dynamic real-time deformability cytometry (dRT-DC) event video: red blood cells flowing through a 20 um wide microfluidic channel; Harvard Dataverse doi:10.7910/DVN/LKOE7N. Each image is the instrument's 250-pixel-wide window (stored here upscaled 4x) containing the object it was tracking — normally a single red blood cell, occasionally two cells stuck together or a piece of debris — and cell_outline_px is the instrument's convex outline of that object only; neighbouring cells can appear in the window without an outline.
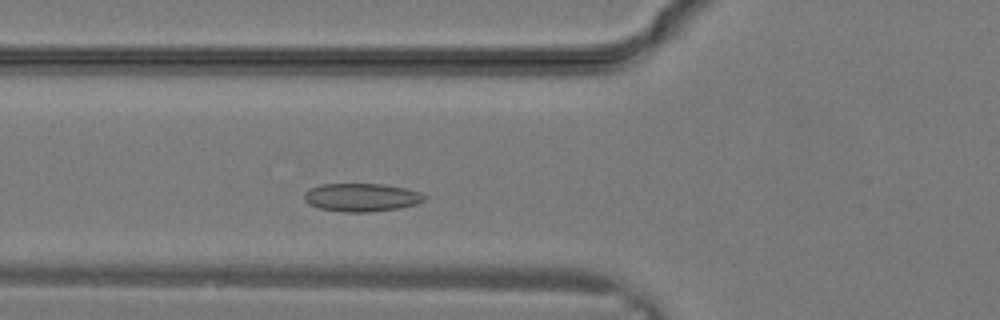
{"species": "common noctule bat (a hibernating species)", "species_latin": "Nyctalus noctula", "temperature_condition": "warm", "stored_images_in_passage": 24, "camera_frame_rate_fps": 3000, "um_per_image_px": 0.085, "animal": {"sex": "male", "body_mass_g": 19.2, "forearm_length_mm": 51.8}, "frame": {"image": 1, "passage_image": 5, "time_ms": 1.333, "image_size_px": [1000, 320], "cell_outline_px": [[428, 196], [424, 200], [416, 204], [400, 208], [368, 212], [344, 212], [320, 208], [308, 204], [304, 200], [304, 192], [308, 188], [320, 184], [384, 184], [404, 188], [420, 192]], "centroid_in_image_um": [30.71, 16.77], "position_along_channel_um": 95.1, "area_um2": 19.88}}
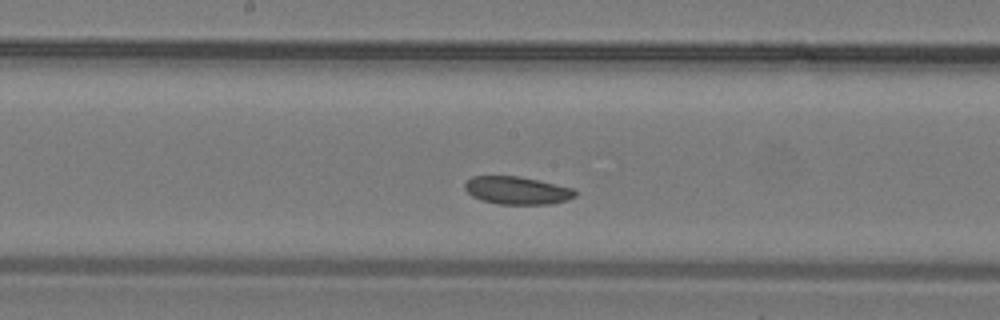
{"frame": {"image": 2, "passage_image": 10, "time_ms": 3.0, "image_size_px": [1000, 320], "cell_outline_px": [[576, 196], [568, 200], [552, 204], [500, 204], [480, 200], [472, 196], [464, 188], [464, 184], [472, 176], [520, 176], [572, 188], [576, 192]], "centroid_in_image_um": [43.94, 16.19], "position_along_channel_um": 204.3, "area_um2": 17.86}}
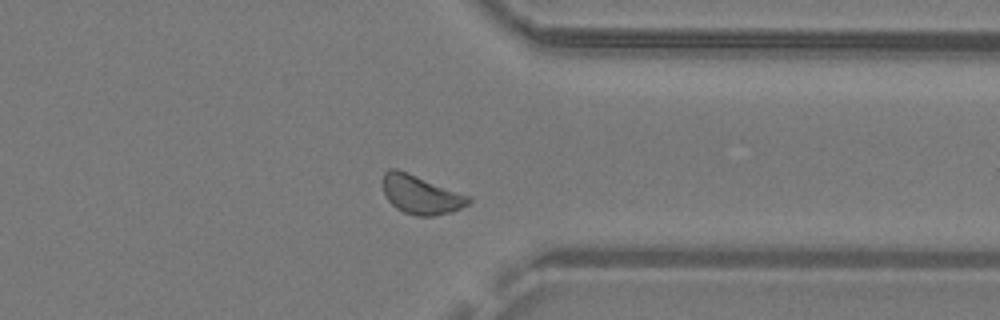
{"frame": {"image": 3, "passage_image": 18, "time_ms": 5.667, "image_size_px": [1000, 320], "cell_outline_px": [[472, 200], [468, 204], [452, 212], [432, 216], [416, 216], [404, 212], [396, 208], [388, 200], [384, 192], [384, 172], [388, 168], [396, 168], [408, 172], [472, 196]], "centroid_in_image_um": [35.81, 16.54], "position_along_channel_um": 375.6, "area_um2": 19.48}}